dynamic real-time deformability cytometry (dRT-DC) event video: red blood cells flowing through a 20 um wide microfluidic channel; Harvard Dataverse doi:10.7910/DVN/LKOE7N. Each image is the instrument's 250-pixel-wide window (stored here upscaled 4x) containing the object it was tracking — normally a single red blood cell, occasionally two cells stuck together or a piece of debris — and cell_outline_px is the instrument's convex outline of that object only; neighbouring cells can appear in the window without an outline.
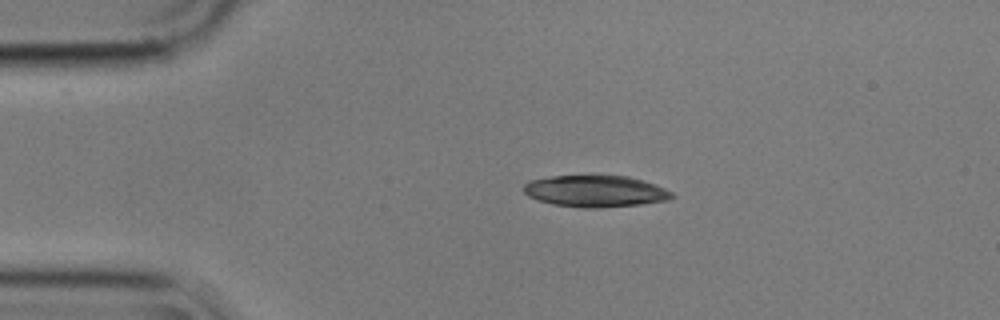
{"species": "common noctule bat (a hibernating species)", "species_latin": "Nyctalus noctula", "temperature_condition": "cold", "stored_images_in_passage": 2, "camera_frame_rate_fps": 3000, "um_per_image_px": 0.085, "animal": {"sex": "male", "body_mass_g": 17.9}, "frame": {"image": 1, "passage_image": 1, "time_ms": 0.0, "image_size_px": [1000, 320], "cell_outline_px": [[676, 196], [668, 200], [640, 204], [600, 208], [584, 208], [552, 204], [536, 200], [528, 196], [524, 192], [524, 184], [528, 180], [552, 176], [628, 176], [644, 180], [664, 188], [672, 192]], "centroid_in_image_um": [50.6, 16.25], "position_along_channel_um": 34.4, "area_um2": 27.4}}